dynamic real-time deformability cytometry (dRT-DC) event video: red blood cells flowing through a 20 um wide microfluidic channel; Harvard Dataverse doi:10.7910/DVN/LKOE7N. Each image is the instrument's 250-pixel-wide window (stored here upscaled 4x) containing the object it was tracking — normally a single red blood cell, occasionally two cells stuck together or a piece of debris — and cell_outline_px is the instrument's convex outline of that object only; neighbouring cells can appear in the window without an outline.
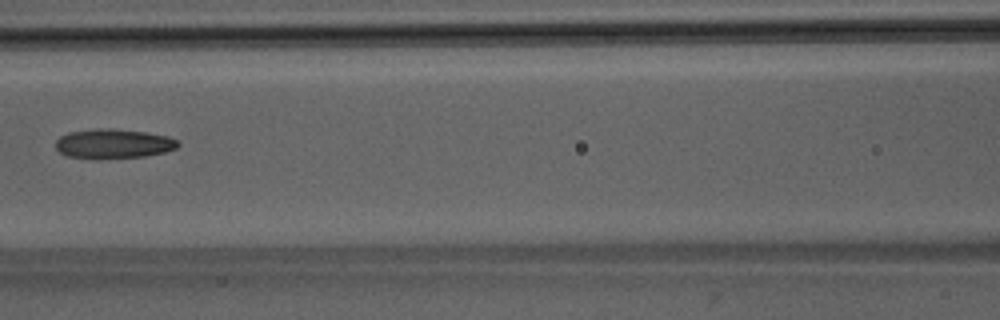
{"species": "Egyptian fruit bat (a non-hibernating species)", "species_latin": "Rousettus aegyptiacus", "temperature_condition": "room temperature", "stored_images_in_passage": 7, "camera_frame_rate_fps": 3000, "um_per_image_px": 0.085, "animal": {"sex": "male"}, "frame": {"image": 1, "passage_image": 6, "time_ms": 6.667, "image_size_px": [1000, 320], "cell_outline_px": [[180, 144], [176, 148], [164, 152], [144, 156], [92, 160], [68, 156], [60, 152], [56, 148], [56, 140], [60, 136], [68, 132], [96, 128], [112, 128], [144, 132], [168, 136], [176, 140]], "centroid_in_image_um": [9.6, 12.22], "position_along_channel_um": 157.0, "area_um2": 21.27}}